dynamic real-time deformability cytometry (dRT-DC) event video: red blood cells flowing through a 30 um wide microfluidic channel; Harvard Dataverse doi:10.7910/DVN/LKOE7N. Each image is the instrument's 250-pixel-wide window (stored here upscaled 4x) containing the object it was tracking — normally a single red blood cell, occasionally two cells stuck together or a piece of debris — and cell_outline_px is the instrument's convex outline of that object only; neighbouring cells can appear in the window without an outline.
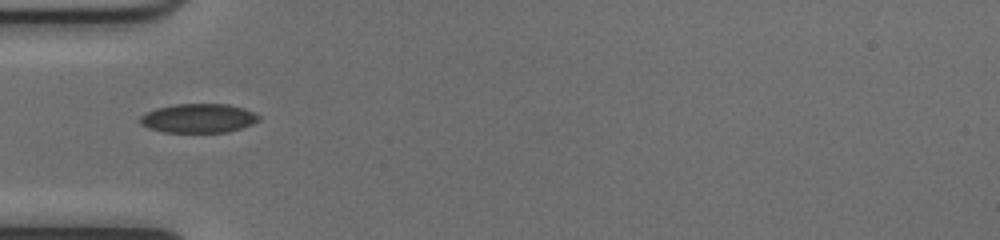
{"species": "common noctule bat (a hibernating species)", "species_latin": "Nyctalus noctula", "temperature_condition": "cold", "stored_images_in_passage": 22, "camera_frame_rate_fps": 3000, "um_per_image_px": 0.085, "animal": {"sex": "female", "body_mass_g": 17.0, "forearm_length_mm": 48.0}, "frame": {"image": 1, "passage_image": 1, "time_ms": 0.0, "image_size_px": [1000, 240], "cell_outline_px": [[260, 120], [252, 124], [228, 132], [164, 132], [148, 128], [140, 124], [140, 116], [144, 112], [156, 108], [176, 104], [228, 104], [244, 108], [256, 112], [260, 116]], "centroid_in_image_um": [16.87, 10.04], "position_along_channel_um": 68.1, "area_um2": 20.29}}